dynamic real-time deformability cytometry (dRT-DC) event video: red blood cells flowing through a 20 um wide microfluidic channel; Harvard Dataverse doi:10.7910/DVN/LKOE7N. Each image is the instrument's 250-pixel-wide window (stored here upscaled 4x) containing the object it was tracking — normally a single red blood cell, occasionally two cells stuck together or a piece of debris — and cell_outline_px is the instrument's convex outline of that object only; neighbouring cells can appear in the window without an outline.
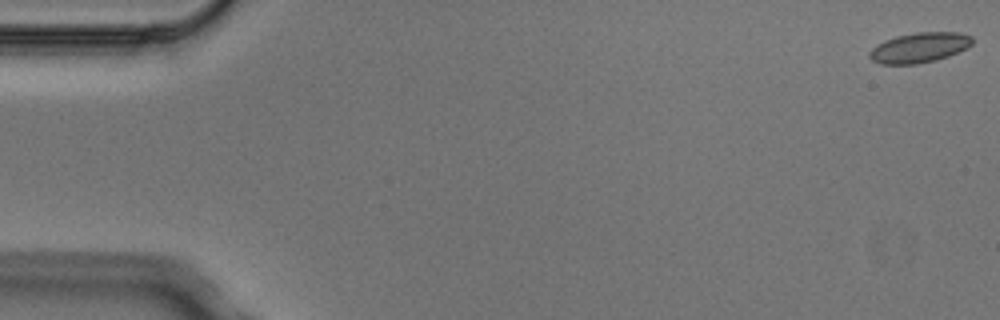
{"species": "Egyptian fruit bat (a non-hibernating species)", "species_latin": "Rousettus aegyptiacus", "temperature_condition": "cold", "stored_images_in_passage": 6, "camera_frame_rate_fps": 3000, "um_per_image_px": 0.085, "animal": {"sex": "male"}, "frame": {"image": 1, "passage_image": 1, "time_ms": 0.0, "image_size_px": [1000, 320], "cell_outline_px": [[972, 44], [968, 48], [948, 56], [936, 60], [916, 64], [880, 64], [872, 60], [868, 56], [868, 52], [872, 48], [884, 40], [896, 36], [916, 32], [960, 32], [972, 36]], "centroid_in_image_um": [78.15, 4.04], "position_along_channel_um": 6.9, "area_um2": 18.15}}
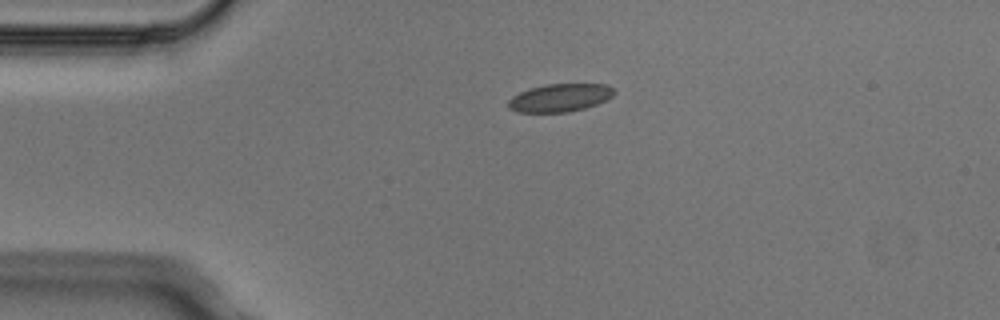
{"frame": {"image": 2, "passage_image": 4, "time_ms": 1.0, "image_size_px": [1000, 320], "cell_outline_px": [[616, 92], [608, 100], [584, 108], [568, 112], [516, 112], [508, 108], [508, 100], [512, 96], [528, 88], [544, 84], [604, 84], [612, 88]], "centroid_in_image_um": [47.57, 8.3], "position_along_channel_um": 37.4, "area_um2": 17.34}}
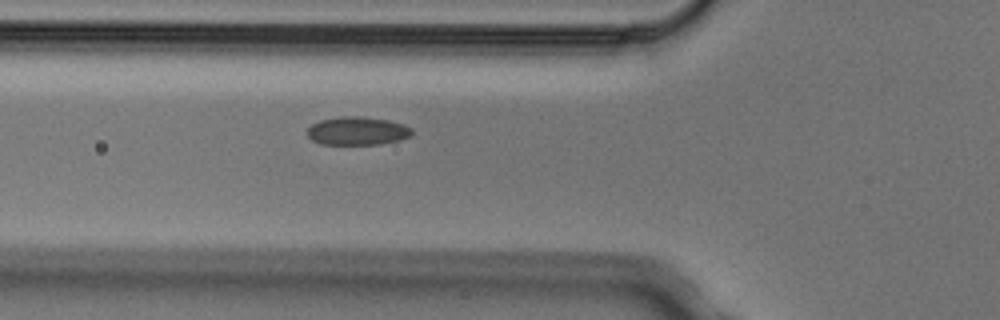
{"frame": {"image": 3, "passage_image": 6, "time_ms": 1.667, "image_size_px": [1000, 320], "cell_outline_px": [[412, 136], [400, 140], [380, 144], [320, 144], [312, 140], [308, 136], [308, 128], [312, 124], [320, 120], [340, 116], [360, 116], [388, 120], [404, 124], [412, 128]], "centroid_in_image_um": [30.4, 11.12], "position_along_channel_um": 95.4, "area_um2": 17.34}}